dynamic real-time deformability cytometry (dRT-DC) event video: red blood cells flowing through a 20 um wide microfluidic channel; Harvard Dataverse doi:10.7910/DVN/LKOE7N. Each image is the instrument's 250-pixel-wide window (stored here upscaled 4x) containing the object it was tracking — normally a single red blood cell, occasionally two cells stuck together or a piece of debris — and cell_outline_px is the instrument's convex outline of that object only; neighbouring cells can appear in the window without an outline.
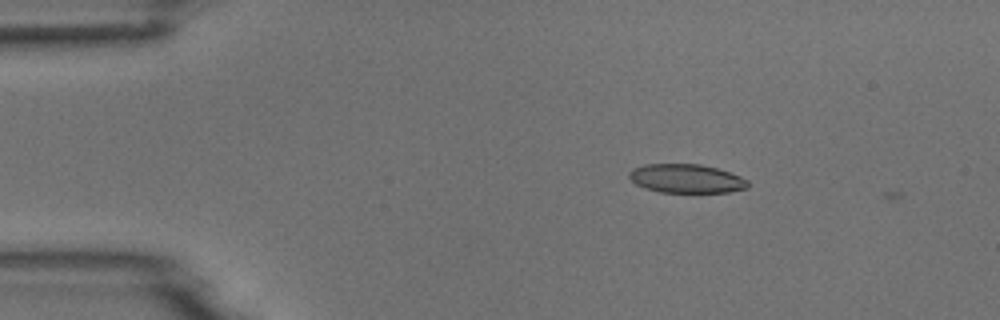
{"species": "common noctule bat (a hibernating species)", "species_latin": "Nyctalus noctula", "temperature_condition": "room temperature", "stored_images_in_passage": 3, "camera_frame_rate_fps": 3000, "um_per_image_px": 0.085, "animal": {"sex": "male", "body_mass_g": 18.8}, "frame": {"image": 1, "passage_image": 1, "time_ms": 0.0, "image_size_px": [1000, 320], "cell_outline_px": [[748, 188], [728, 192], [660, 192], [644, 188], [636, 184], [628, 176], [628, 172], [632, 168], [644, 164], [700, 164], [716, 168], [740, 176], [748, 180]], "centroid_in_image_um": [58.31, 15.17], "position_along_channel_um": 26.7, "area_um2": 19.94}}